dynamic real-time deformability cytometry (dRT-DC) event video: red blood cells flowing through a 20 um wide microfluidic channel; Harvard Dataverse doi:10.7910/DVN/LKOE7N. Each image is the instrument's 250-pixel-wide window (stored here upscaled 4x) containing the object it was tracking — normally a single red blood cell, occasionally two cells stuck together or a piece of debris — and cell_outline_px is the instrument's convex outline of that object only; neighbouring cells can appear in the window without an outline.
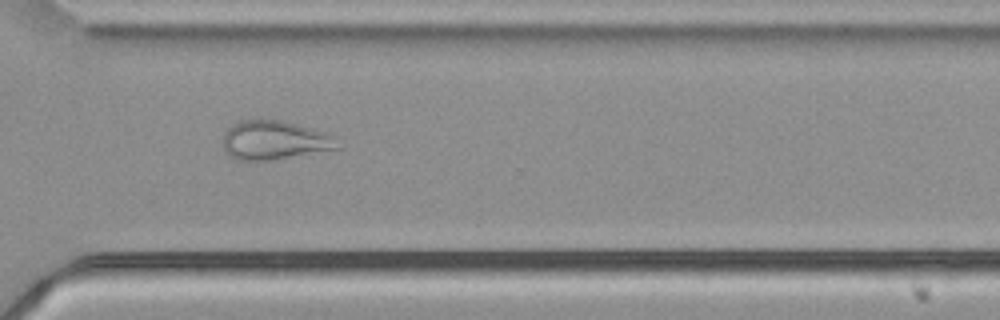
{"species": "common noctule bat (a hibernating species)", "species_latin": "Nyctalus noctula", "temperature_condition": "cold", "stored_images_in_passage": 34, "camera_frame_rate_fps": 3000, "um_per_image_px": 0.085, "animal": {"sex": "male", "body_mass_g": 21.5, "forearm_length_mm": 52.0}, "frame": {"image": 1, "passage_image": 29, "time_ms": 9.333, "image_size_px": [1000, 320], "cell_outline_px": [[340, 148], [268, 160], [240, 160], [228, 156], [224, 152], [224, 132], [232, 124], [240, 120], [252, 116], [260, 116], [284, 120], [328, 132], [336, 136]], "centroid_in_image_um": [23.31, 11.85], "position_along_channel_um": 347.3, "area_um2": 26.88}}